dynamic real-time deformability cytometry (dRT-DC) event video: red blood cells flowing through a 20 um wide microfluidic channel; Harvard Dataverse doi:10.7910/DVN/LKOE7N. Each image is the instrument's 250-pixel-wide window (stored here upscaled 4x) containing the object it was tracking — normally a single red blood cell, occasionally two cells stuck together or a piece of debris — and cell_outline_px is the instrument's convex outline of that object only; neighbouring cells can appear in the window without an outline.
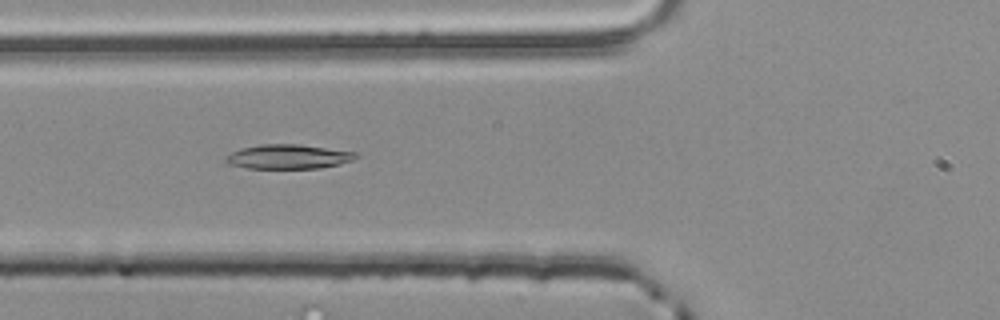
{"species": "common noctule bat (a hibernating species)", "species_latin": "Nyctalus noctula", "temperature_condition": "room temperature", "stored_images_in_passage": 37, "camera_frame_rate_fps": 3000, "um_per_image_px": 0.085, "animal": {"sex": "male", "body_mass_g": 20.4}, "frame": {"image": 1, "passage_image": 4, "time_ms": 1.0, "image_size_px": [1000, 320], "cell_outline_px": [[356, 156], [352, 160], [340, 164], [320, 168], [248, 168], [228, 164], [224, 160], [224, 156], [240, 148], [260, 144], [300, 144], [356, 152]], "centroid_in_image_um": [24.45, 13.31], "position_along_channel_um": 101.3, "area_um2": 18.5}}
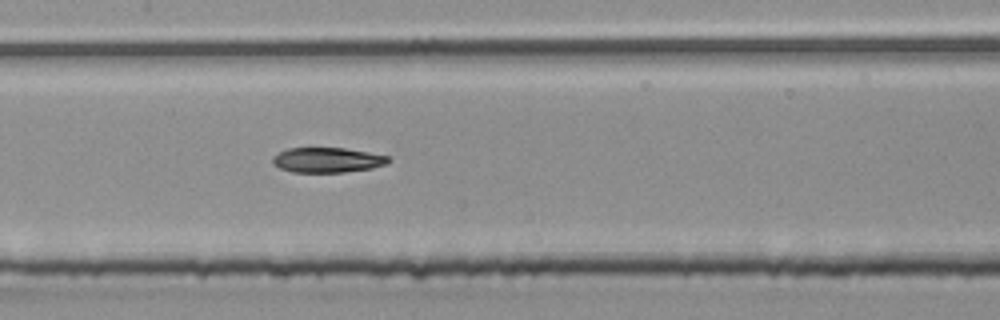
{"frame": {"image": 2, "passage_image": 10, "time_ms": 3.0, "image_size_px": [1000, 320], "cell_outline_px": [[392, 160], [388, 164], [372, 168], [344, 172], [292, 172], [280, 168], [272, 164], [272, 156], [288, 148], [344, 148], [368, 152], [388, 156]], "centroid_in_image_um": [27.83, 13.6], "position_along_channel_um": 179.6, "area_um2": 16.94}}
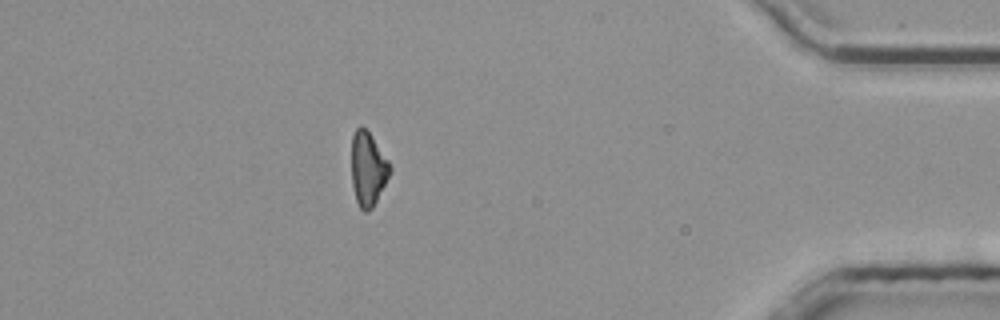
{"frame": {"image": 3, "passage_image": 31, "time_ms": 10.0, "image_size_px": [1000, 320], "cell_outline_px": [[392, 172], [372, 208], [368, 212], [364, 212], [360, 208], [356, 200], [352, 184], [352, 136], [356, 128], [360, 124], [372, 136], [388, 160], [392, 168]], "centroid_in_image_um": [31.28, 14.36], "position_along_channel_um": 403.9, "area_um2": 16.59}, "authors_computed_cell_mechanics": {"area_um2": 17.3978, "velocity_mm_per_s": 3.8843, "shape_relaxation_time_tau1_ms": null, "shape_relaxation_time_tau2_ms": 8.3893, "deformation_change_tau1": null, "deformation_change_tau2": 0.1744}}